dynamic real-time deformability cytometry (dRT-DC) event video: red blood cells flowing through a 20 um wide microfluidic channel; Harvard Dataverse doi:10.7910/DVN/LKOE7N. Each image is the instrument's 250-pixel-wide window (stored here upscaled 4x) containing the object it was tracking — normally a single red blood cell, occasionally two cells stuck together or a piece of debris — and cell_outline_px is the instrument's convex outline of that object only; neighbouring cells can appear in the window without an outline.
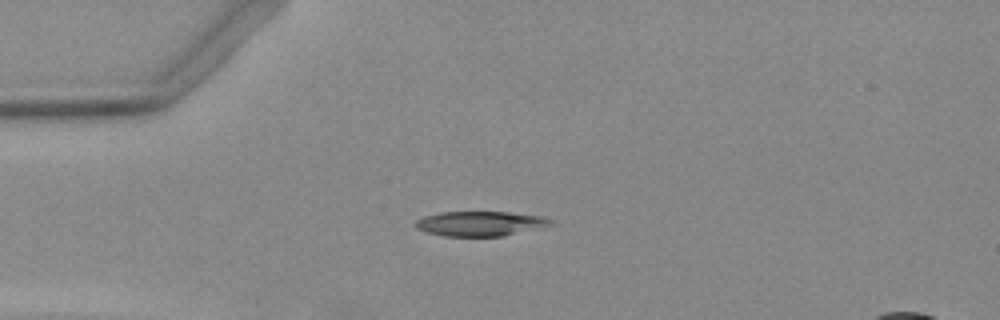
{"species": "Egyptian fruit bat (a non-hibernating species)", "species_latin": "Rousettus aegyptiacus", "temperature_condition": "warm", "stored_images_in_passage": 8, "camera_frame_rate_fps": 3000, "um_per_image_px": 0.085, "animal": {"sex": "female"}, "frame": {"image": 1, "passage_image": 1, "time_ms": 0.0, "image_size_px": [1000, 320], "cell_outline_px": [[556, 224], [504, 236], [444, 236], [428, 232], [416, 228], [412, 224], [416, 220], [424, 216], [440, 212], [508, 212], [540, 216], [552, 220]], "centroid_in_image_um": [40.8, 19.01], "position_along_channel_um": 44.2, "area_um2": 19.54}}